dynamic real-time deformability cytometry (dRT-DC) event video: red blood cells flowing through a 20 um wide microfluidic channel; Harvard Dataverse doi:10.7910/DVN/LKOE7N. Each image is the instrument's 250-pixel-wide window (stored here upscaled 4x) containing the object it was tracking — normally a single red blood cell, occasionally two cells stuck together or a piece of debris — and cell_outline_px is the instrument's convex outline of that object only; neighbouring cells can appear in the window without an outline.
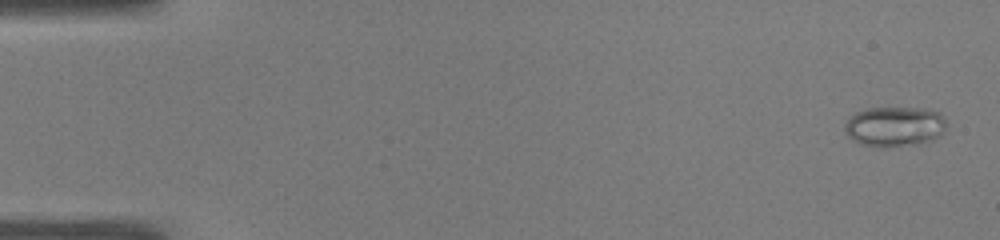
{"species": "common noctule bat (a hibernating species)", "species_latin": "Nyctalus noctula", "temperature_condition": "warm", "stored_images_in_passage": 50, "camera_frame_rate_fps": 3000, "um_per_image_px": 0.085, "animal": {"sex": "male", "body_mass_g": 19.0, "forearm_length_mm": 50.8}, "frame": {"image": 1, "passage_image": 2, "time_ms": 0.333, "image_size_px": [1000, 240], "cell_outline_px": [[944, 132], [940, 136], [932, 140], [920, 144], [884, 148], [880, 148], [860, 144], [852, 140], [848, 136], [844, 128], [844, 124], [856, 112], [868, 108], [920, 108], [940, 112], [944, 116]], "centroid_in_image_um": [76.04, 10.78], "position_along_channel_um": 9.0, "area_um2": 23.99}}
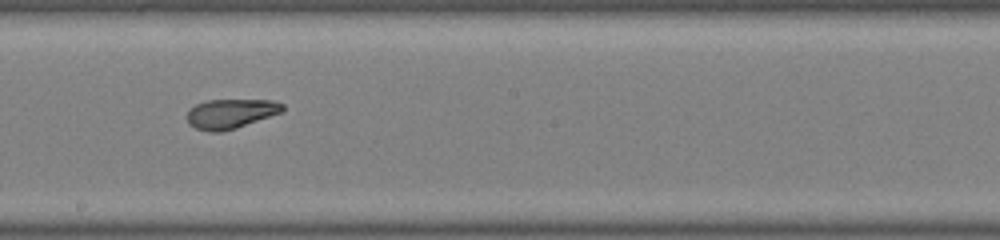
{"frame": {"image": 2, "passage_image": 29, "time_ms": 9.333, "image_size_px": [1000, 240], "cell_outline_px": [[284, 112], [236, 128], [220, 132], [208, 132], [196, 128], [188, 124], [188, 112], [196, 104], [208, 100], [272, 100], [284, 104]], "centroid_in_image_um": [19.65, 9.66], "position_along_channel_um": 228.6, "area_um2": 16.47}}
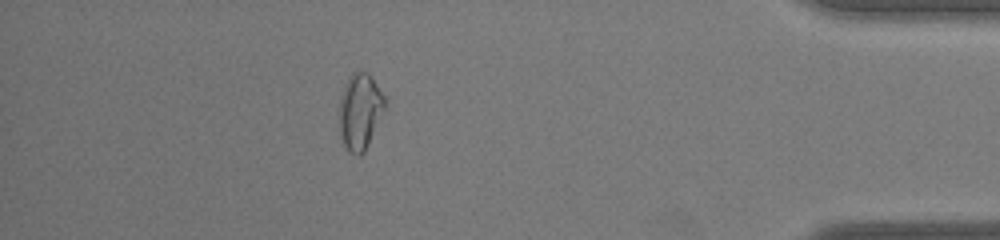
{"frame": {"image": 3, "passage_image": 45, "time_ms": 14.667, "image_size_px": [1000, 240], "cell_outline_px": [[384, 108], [364, 152], [360, 156], [356, 156], [348, 152], [340, 136], [336, 112], [344, 84], [352, 72], [368, 72], [372, 76], [384, 96]], "centroid_in_image_um": [30.52, 9.47], "position_along_channel_um": 404.7, "area_um2": 20.46}, "authors_computed_cell_mechanics": {"area_um2": 18.7272, "velocity_mm_per_s": 4.0614, "shape_relaxation_time_tau1_ms": null, "shape_relaxation_time_tau2_ms": 1.8034, "deformation_change_tau1": null, "deformation_change_tau2": 0.0678}}